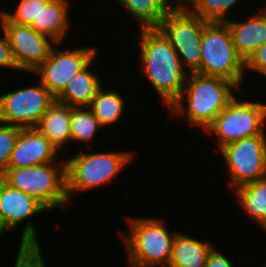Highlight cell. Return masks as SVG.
Instances as JSON below:
<instances>
[{
  "instance_id": "obj_33",
  "label": "cell",
  "mask_w": 266,
  "mask_h": 267,
  "mask_svg": "<svg viewBox=\"0 0 266 267\" xmlns=\"http://www.w3.org/2000/svg\"><path fill=\"white\" fill-rule=\"evenodd\" d=\"M266 260V259H265ZM264 265H262L263 267H266V261H264V263H263Z\"/></svg>"
},
{
  "instance_id": "obj_12",
  "label": "cell",
  "mask_w": 266,
  "mask_h": 267,
  "mask_svg": "<svg viewBox=\"0 0 266 267\" xmlns=\"http://www.w3.org/2000/svg\"><path fill=\"white\" fill-rule=\"evenodd\" d=\"M57 43L49 57L34 71L33 75L56 98L77 73L82 71L93 59H97V46H82L61 49ZM98 49V50H97Z\"/></svg>"
},
{
  "instance_id": "obj_15",
  "label": "cell",
  "mask_w": 266,
  "mask_h": 267,
  "mask_svg": "<svg viewBox=\"0 0 266 267\" xmlns=\"http://www.w3.org/2000/svg\"><path fill=\"white\" fill-rule=\"evenodd\" d=\"M247 18L224 21L231 33L235 49L246 62L251 55L266 43V9L262 6Z\"/></svg>"
},
{
  "instance_id": "obj_31",
  "label": "cell",
  "mask_w": 266,
  "mask_h": 267,
  "mask_svg": "<svg viewBox=\"0 0 266 267\" xmlns=\"http://www.w3.org/2000/svg\"><path fill=\"white\" fill-rule=\"evenodd\" d=\"M3 235H5V233L0 228V237H3Z\"/></svg>"
},
{
  "instance_id": "obj_1",
  "label": "cell",
  "mask_w": 266,
  "mask_h": 267,
  "mask_svg": "<svg viewBox=\"0 0 266 267\" xmlns=\"http://www.w3.org/2000/svg\"><path fill=\"white\" fill-rule=\"evenodd\" d=\"M139 71L157 92L168 110L180 97L188 72L164 35L157 28H139Z\"/></svg>"
},
{
  "instance_id": "obj_29",
  "label": "cell",
  "mask_w": 266,
  "mask_h": 267,
  "mask_svg": "<svg viewBox=\"0 0 266 267\" xmlns=\"http://www.w3.org/2000/svg\"><path fill=\"white\" fill-rule=\"evenodd\" d=\"M0 30L2 32V36L0 37V68H8L12 70H17L18 72V67L13 56L9 39L1 23Z\"/></svg>"
},
{
  "instance_id": "obj_23",
  "label": "cell",
  "mask_w": 266,
  "mask_h": 267,
  "mask_svg": "<svg viewBox=\"0 0 266 267\" xmlns=\"http://www.w3.org/2000/svg\"><path fill=\"white\" fill-rule=\"evenodd\" d=\"M243 0H181L192 14L208 22H224L235 15L230 16L236 6ZM247 3V0H246ZM238 4V5H237Z\"/></svg>"
},
{
  "instance_id": "obj_5",
  "label": "cell",
  "mask_w": 266,
  "mask_h": 267,
  "mask_svg": "<svg viewBox=\"0 0 266 267\" xmlns=\"http://www.w3.org/2000/svg\"><path fill=\"white\" fill-rule=\"evenodd\" d=\"M63 158V159H62ZM23 168H6L0 177L10 186L35 197L49 211L67 208L66 160Z\"/></svg>"
},
{
  "instance_id": "obj_8",
  "label": "cell",
  "mask_w": 266,
  "mask_h": 267,
  "mask_svg": "<svg viewBox=\"0 0 266 267\" xmlns=\"http://www.w3.org/2000/svg\"><path fill=\"white\" fill-rule=\"evenodd\" d=\"M207 22L178 2L156 27L174 47L188 73L200 67L201 39Z\"/></svg>"
},
{
  "instance_id": "obj_32",
  "label": "cell",
  "mask_w": 266,
  "mask_h": 267,
  "mask_svg": "<svg viewBox=\"0 0 266 267\" xmlns=\"http://www.w3.org/2000/svg\"><path fill=\"white\" fill-rule=\"evenodd\" d=\"M262 2H264L263 4H259V5H264L263 7L266 9V0L265 1H262Z\"/></svg>"
},
{
  "instance_id": "obj_6",
  "label": "cell",
  "mask_w": 266,
  "mask_h": 267,
  "mask_svg": "<svg viewBox=\"0 0 266 267\" xmlns=\"http://www.w3.org/2000/svg\"><path fill=\"white\" fill-rule=\"evenodd\" d=\"M195 72L228 79L241 90L244 89L245 79L248 77L245 73V62L235 49L225 22L205 24L201 39L200 67Z\"/></svg>"
},
{
  "instance_id": "obj_14",
  "label": "cell",
  "mask_w": 266,
  "mask_h": 267,
  "mask_svg": "<svg viewBox=\"0 0 266 267\" xmlns=\"http://www.w3.org/2000/svg\"><path fill=\"white\" fill-rule=\"evenodd\" d=\"M59 150L36 128H21L7 168H23L57 162Z\"/></svg>"
},
{
  "instance_id": "obj_26",
  "label": "cell",
  "mask_w": 266,
  "mask_h": 267,
  "mask_svg": "<svg viewBox=\"0 0 266 267\" xmlns=\"http://www.w3.org/2000/svg\"><path fill=\"white\" fill-rule=\"evenodd\" d=\"M21 128L0 122V175L8 165Z\"/></svg>"
},
{
  "instance_id": "obj_9",
  "label": "cell",
  "mask_w": 266,
  "mask_h": 267,
  "mask_svg": "<svg viewBox=\"0 0 266 267\" xmlns=\"http://www.w3.org/2000/svg\"><path fill=\"white\" fill-rule=\"evenodd\" d=\"M49 210L35 197L10 186L0 177V228L6 234L17 229L22 222V233L18 247H41L39 229L32 217ZM40 241V242H39Z\"/></svg>"
},
{
  "instance_id": "obj_30",
  "label": "cell",
  "mask_w": 266,
  "mask_h": 267,
  "mask_svg": "<svg viewBox=\"0 0 266 267\" xmlns=\"http://www.w3.org/2000/svg\"><path fill=\"white\" fill-rule=\"evenodd\" d=\"M215 247L211 250L208 255L205 267H234L232 259L230 260L228 256L219 251Z\"/></svg>"
},
{
  "instance_id": "obj_16",
  "label": "cell",
  "mask_w": 266,
  "mask_h": 267,
  "mask_svg": "<svg viewBox=\"0 0 266 267\" xmlns=\"http://www.w3.org/2000/svg\"><path fill=\"white\" fill-rule=\"evenodd\" d=\"M70 6L69 0H49L30 26L56 43L63 44L70 32Z\"/></svg>"
},
{
  "instance_id": "obj_18",
  "label": "cell",
  "mask_w": 266,
  "mask_h": 267,
  "mask_svg": "<svg viewBox=\"0 0 266 267\" xmlns=\"http://www.w3.org/2000/svg\"><path fill=\"white\" fill-rule=\"evenodd\" d=\"M71 115L72 107L55 101L40 118L35 127L41 134L59 150L70 144L71 146Z\"/></svg>"
},
{
  "instance_id": "obj_4",
  "label": "cell",
  "mask_w": 266,
  "mask_h": 267,
  "mask_svg": "<svg viewBox=\"0 0 266 267\" xmlns=\"http://www.w3.org/2000/svg\"><path fill=\"white\" fill-rule=\"evenodd\" d=\"M90 149L92 148H86V152L78 149L79 153L65 159L66 193L69 202L74 195L110 185L135 160L136 151L132 150L92 152Z\"/></svg>"
},
{
  "instance_id": "obj_25",
  "label": "cell",
  "mask_w": 266,
  "mask_h": 267,
  "mask_svg": "<svg viewBox=\"0 0 266 267\" xmlns=\"http://www.w3.org/2000/svg\"><path fill=\"white\" fill-rule=\"evenodd\" d=\"M49 0H19L11 12L4 9L0 13L9 21L19 25H31L38 18L41 7H45ZM7 10V11H6Z\"/></svg>"
},
{
  "instance_id": "obj_11",
  "label": "cell",
  "mask_w": 266,
  "mask_h": 267,
  "mask_svg": "<svg viewBox=\"0 0 266 267\" xmlns=\"http://www.w3.org/2000/svg\"><path fill=\"white\" fill-rule=\"evenodd\" d=\"M0 94V122L20 128H35L56 98L39 81Z\"/></svg>"
},
{
  "instance_id": "obj_10",
  "label": "cell",
  "mask_w": 266,
  "mask_h": 267,
  "mask_svg": "<svg viewBox=\"0 0 266 267\" xmlns=\"http://www.w3.org/2000/svg\"><path fill=\"white\" fill-rule=\"evenodd\" d=\"M218 151L228 171L230 191L266 177V135L242 138Z\"/></svg>"
},
{
  "instance_id": "obj_2",
  "label": "cell",
  "mask_w": 266,
  "mask_h": 267,
  "mask_svg": "<svg viewBox=\"0 0 266 267\" xmlns=\"http://www.w3.org/2000/svg\"><path fill=\"white\" fill-rule=\"evenodd\" d=\"M243 92L233 81L228 79L191 72L188 74L180 97L169 107L167 112L170 114L169 117H175V120L180 117L181 121L184 119V122L187 123L186 126L202 129L204 134L217 115L237 94L241 96Z\"/></svg>"
},
{
  "instance_id": "obj_22",
  "label": "cell",
  "mask_w": 266,
  "mask_h": 267,
  "mask_svg": "<svg viewBox=\"0 0 266 267\" xmlns=\"http://www.w3.org/2000/svg\"><path fill=\"white\" fill-rule=\"evenodd\" d=\"M106 84L102 86L88 108L92 111L95 117L100 122L104 129L112 128L110 126H116L118 122H121L122 116L124 117V111L126 112V100L122 94L118 91L106 88ZM125 101V102H124Z\"/></svg>"
},
{
  "instance_id": "obj_21",
  "label": "cell",
  "mask_w": 266,
  "mask_h": 267,
  "mask_svg": "<svg viewBox=\"0 0 266 267\" xmlns=\"http://www.w3.org/2000/svg\"><path fill=\"white\" fill-rule=\"evenodd\" d=\"M126 9L138 23V28H156L177 0H113Z\"/></svg>"
},
{
  "instance_id": "obj_17",
  "label": "cell",
  "mask_w": 266,
  "mask_h": 267,
  "mask_svg": "<svg viewBox=\"0 0 266 267\" xmlns=\"http://www.w3.org/2000/svg\"><path fill=\"white\" fill-rule=\"evenodd\" d=\"M93 59L82 71L67 83L65 89L56 97V101L71 107H88L104 85L103 79L92 70Z\"/></svg>"
},
{
  "instance_id": "obj_27",
  "label": "cell",
  "mask_w": 266,
  "mask_h": 267,
  "mask_svg": "<svg viewBox=\"0 0 266 267\" xmlns=\"http://www.w3.org/2000/svg\"><path fill=\"white\" fill-rule=\"evenodd\" d=\"M13 267H47L41 247H18Z\"/></svg>"
},
{
  "instance_id": "obj_7",
  "label": "cell",
  "mask_w": 266,
  "mask_h": 267,
  "mask_svg": "<svg viewBox=\"0 0 266 267\" xmlns=\"http://www.w3.org/2000/svg\"><path fill=\"white\" fill-rule=\"evenodd\" d=\"M245 97L241 100L236 95L204 132L205 136L214 137L217 149L242 138L266 135V101Z\"/></svg>"
},
{
  "instance_id": "obj_28",
  "label": "cell",
  "mask_w": 266,
  "mask_h": 267,
  "mask_svg": "<svg viewBox=\"0 0 266 267\" xmlns=\"http://www.w3.org/2000/svg\"><path fill=\"white\" fill-rule=\"evenodd\" d=\"M258 73L266 77V43L258 48L251 57L245 62V73ZM256 73V74H255Z\"/></svg>"
},
{
  "instance_id": "obj_3",
  "label": "cell",
  "mask_w": 266,
  "mask_h": 267,
  "mask_svg": "<svg viewBox=\"0 0 266 267\" xmlns=\"http://www.w3.org/2000/svg\"><path fill=\"white\" fill-rule=\"evenodd\" d=\"M120 233L128 267H168L178 231L170 230L161 217H129ZM175 231V232H174Z\"/></svg>"
},
{
  "instance_id": "obj_24",
  "label": "cell",
  "mask_w": 266,
  "mask_h": 267,
  "mask_svg": "<svg viewBox=\"0 0 266 267\" xmlns=\"http://www.w3.org/2000/svg\"><path fill=\"white\" fill-rule=\"evenodd\" d=\"M102 129L104 128L88 107H72L71 145L72 142L84 143L86 148H92L93 142H95L93 140Z\"/></svg>"
},
{
  "instance_id": "obj_19",
  "label": "cell",
  "mask_w": 266,
  "mask_h": 267,
  "mask_svg": "<svg viewBox=\"0 0 266 267\" xmlns=\"http://www.w3.org/2000/svg\"><path fill=\"white\" fill-rule=\"evenodd\" d=\"M197 239L177 232L168 267H205L209 253L215 247L210 240Z\"/></svg>"
},
{
  "instance_id": "obj_20",
  "label": "cell",
  "mask_w": 266,
  "mask_h": 267,
  "mask_svg": "<svg viewBox=\"0 0 266 267\" xmlns=\"http://www.w3.org/2000/svg\"><path fill=\"white\" fill-rule=\"evenodd\" d=\"M234 201L258 227L266 232V177L255 182L242 185L233 192Z\"/></svg>"
},
{
  "instance_id": "obj_13",
  "label": "cell",
  "mask_w": 266,
  "mask_h": 267,
  "mask_svg": "<svg viewBox=\"0 0 266 267\" xmlns=\"http://www.w3.org/2000/svg\"><path fill=\"white\" fill-rule=\"evenodd\" d=\"M0 23L9 39L18 71L29 74L34 72L57 44L48 36L36 32L30 25L9 22L1 13Z\"/></svg>"
}]
</instances>
